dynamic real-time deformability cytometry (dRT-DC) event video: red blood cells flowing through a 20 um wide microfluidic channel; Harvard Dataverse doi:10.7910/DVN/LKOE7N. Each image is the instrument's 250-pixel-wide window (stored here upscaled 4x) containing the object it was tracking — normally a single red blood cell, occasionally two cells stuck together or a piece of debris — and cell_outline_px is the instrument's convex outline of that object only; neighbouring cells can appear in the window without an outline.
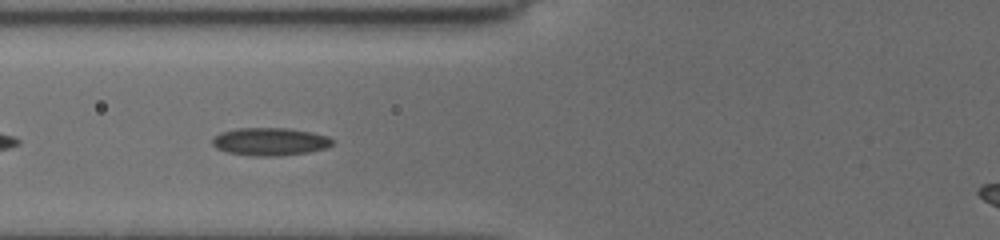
{"species": "common noctule bat (a hibernating species)", "species_latin": "Nyctalus noctula", "temperature_condition": "cold", "stored_images_in_passage": 36, "camera_frame_rate_fps": 3000, "um_per_image_px": 0.085, "animal": {"sex": "female", "body_mass_g": 19.5, "forearm_length_mm": 54.1}, "frame": {"image": 1, "passage_image": 5, "time_ms": 1.333, "image_size_px": [1000, 240], "cell_outline_px": [[332, 144], [324, 148], [308, 152], [276, 156], [252, 156], [228, 152], [216, 148], [212, 144], [212, 140], [220, 132], [236, 128], [288, 128], [312, 132], [328, 136], [332, 140]], "centroid_in_image_um": [22.92, 12.03], "position_along_channel_um": 102.9, "area_um2": 19.36}}
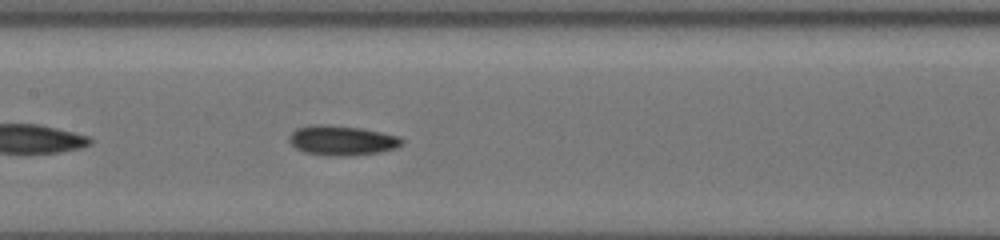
{"frame": {"image": 2, "passage_image": 11, "time_ms": 3.333, "image_size_px": [1000, 240], "cell_outline_px": [[404, 144], [396, 148], [380, 152], [356, 156], [324, 156], [304, 152], [296, 148], [288, 140], [288, 136], [296, 128], [312, 124], [320, 124], [360, 128], [400, 136], [404, 140]], "centroid_in_image_um": [29.07, 11.95], "position_along_channel_um": 178.3, "area_um2": 19.88}}
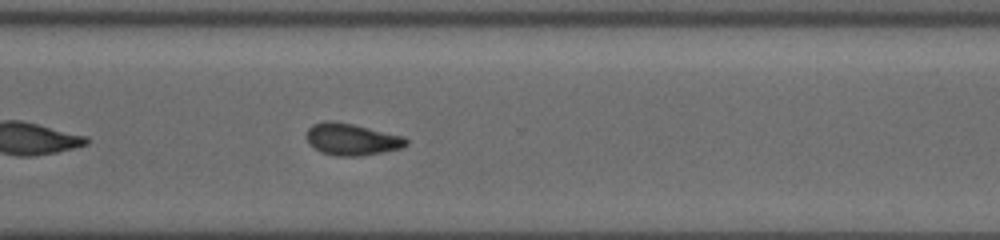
{"frame": {"image": 3, "passage_image": 24, "time_ms": 7.667, "image_size_px": [1000, 240], "cell_outline_px": [[408, 144], [400, 148], [360, 156], [336, 156], [320, 152], [308, 144], [308, 128], [312, 124], [332, 120], [352, 124], [404, 136], [408, 140]], "centroid_in_image_um": [29.89, 11.85], "position_along_channel_um": 340.7, "area_um2": 18.32}}